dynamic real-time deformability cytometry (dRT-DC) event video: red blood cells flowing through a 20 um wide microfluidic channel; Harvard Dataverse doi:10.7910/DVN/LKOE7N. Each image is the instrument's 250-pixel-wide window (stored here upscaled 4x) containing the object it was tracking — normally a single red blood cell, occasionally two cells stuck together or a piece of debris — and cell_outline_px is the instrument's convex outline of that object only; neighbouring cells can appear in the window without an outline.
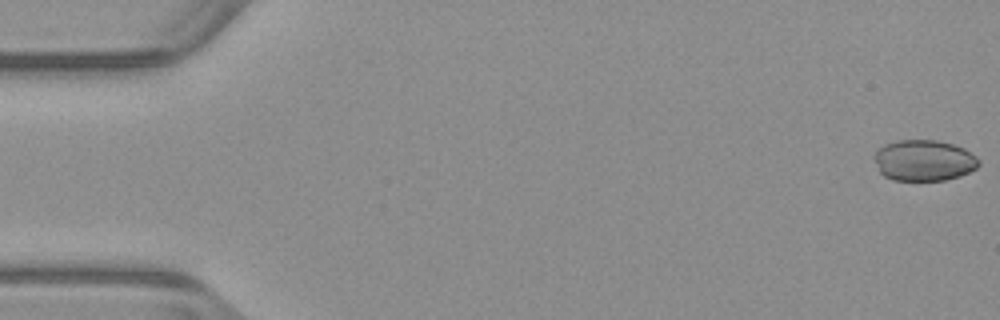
{"species": "common noctule bat (a hibernating species)", "species_latin": "Nyctalus noctula", "temperature_condition": "warm", "stored_images_in_passage": 53, "camera_frame_rate_fps": 3000, "um_per_image_px": 0.085, "animal": {"sex": "male", "body_mass_g": 23.1, "forearm_length_mm": 52.7}, "frame": {"image": 1, "passage_image": 1, "time_ms": 0.0, "image_size_px": [1000, 320], "cell_outline_px": [[980, 164], [976, 168], [960, 176], [944, 180], [892, 180], [884, 176], [880, 172], [872, 156], [884, 144], [896, 140], [936, 140], [952, 144], [964, 148], [976, 156], [980, 160]], "centroid_in_image_um": [78.52, 13.63], "position_along_channel_um": 6.5, "area_um2": 25.09}}
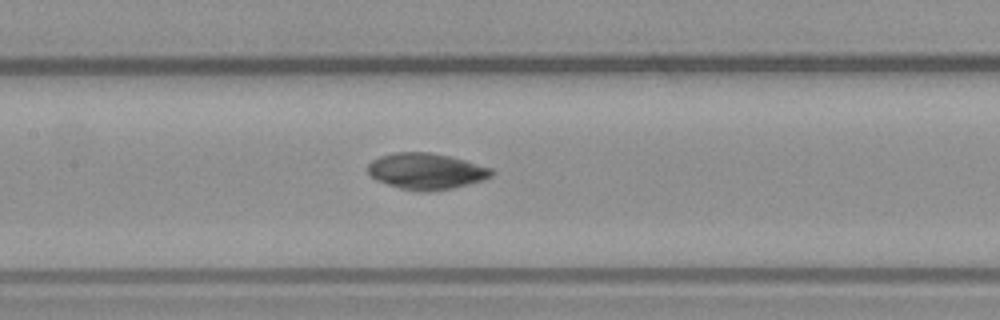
{"frame": {"image": 2, "passage_image": 25, "time_ms": 8.0, "image_size_px": [1000, 320], "cell_outline_px": [[496, 172], [492, 176], [484, 180], [452, 188], [428, 192], [420, 192], [400, 188], [376, 180], [368, 176], [368, 164], [372, 160], [380, 156], [396, 152], [432, 152], [452, 156], [492, 168]], "centroid_in_image_um": [36.24, 14.55], "position_along_channel_um": 171.2, "area_um2": 26.41}}
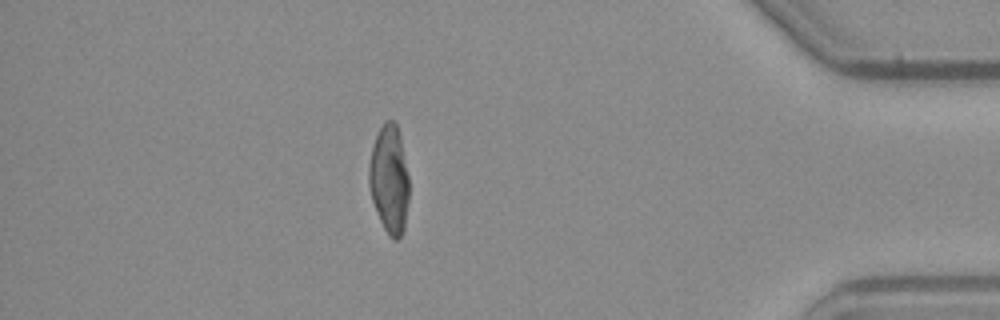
{"frame": {"image": 3, "passage_image": 46, "time_ms": 15.0, "image_size_px": [1000, 320], "cell_outline_px": [[408, 200], [404, 228], [400, 236], [396, 240], [392, 240], [388, 236], [380, 220], [372, 200], [368, 184], [368, 164], [372, 144], [384, 120], [392, 120], [396, 124], [400, 136], [408, 176]], "centroid_in_image_um": [33.06, 15.24], "position_along_channel_um": 402.1, "area_um2": 25.32}, "authors_computed_cell_mechanics": {"area_um2": 26.1834, "velocity_mm_per_s": 3.9614, "shape_relaxation_time_tau1_ms": null, "shape_relaxation_time_tau2_ms": 6.4339, "deformation_change_tau1": null, "deformation_change_tau2": 0.0649}}